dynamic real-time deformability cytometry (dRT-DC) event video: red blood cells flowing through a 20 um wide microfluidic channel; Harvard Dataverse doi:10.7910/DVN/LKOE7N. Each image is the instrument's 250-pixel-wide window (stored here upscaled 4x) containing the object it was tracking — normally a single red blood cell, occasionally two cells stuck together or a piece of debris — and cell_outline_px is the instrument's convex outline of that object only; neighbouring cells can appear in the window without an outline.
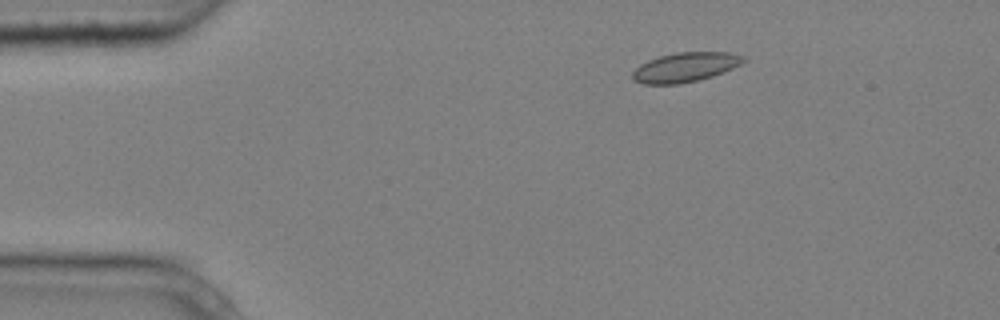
{"species": "common noctule bat (a hibernating species)", "species_latin": "Nyctalus noctula", "temperature_condition": "cold", "stored_images_in_passage": 3, "camera_frame_rate_fps": 3000, "um_per_image_px": 0.085, "animal": {"sex": "male", "body_mass_g": 20.4}, "frame": {"image": 1, "passage_image": 1, "time_ms": 0.0, "image_size_px": [1000, 320], "cell_outline_px": [[748, 60], [732, 68], [712, 76], [680, 84], [644, 84], [632, 80], [632, 72], [640, 64], [648, 60], [660, 56], [676, 52], [728, 52], [744, 56]], "centroid_in_image_um": [58.23, 5.71], "position_along_channel_um": 26.8, "area_um2": 19.02}}
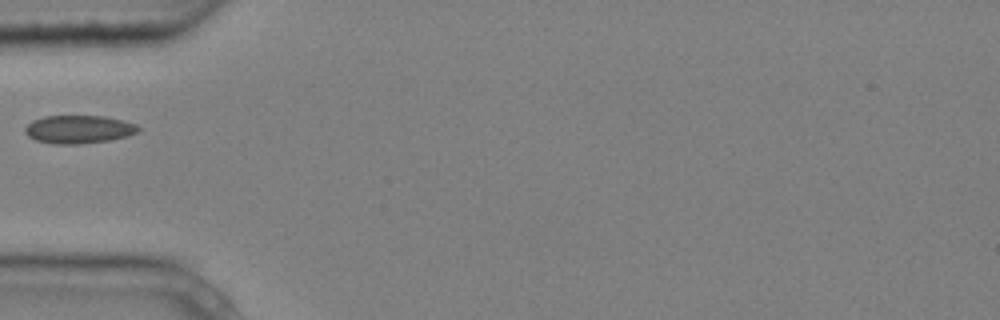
{"frame": {"image": 2, "passage_image": 3, "time_ms": 0.667, "image_size_px": [1000, 320], "cell_outline_px": [[140, 128], [136, 132], [128, 136], [108, 140], [80, 144], [52, 144], [36, 140], [28, 136], [24, 132], [24, 128], [32, 120], [44, 116], [104, 116], [124, 120], [136, 124]], "centroid_in_image_um": [6.67, 10.99], "position_along_channel_um": 78.3, "area_um2": 18.61}}